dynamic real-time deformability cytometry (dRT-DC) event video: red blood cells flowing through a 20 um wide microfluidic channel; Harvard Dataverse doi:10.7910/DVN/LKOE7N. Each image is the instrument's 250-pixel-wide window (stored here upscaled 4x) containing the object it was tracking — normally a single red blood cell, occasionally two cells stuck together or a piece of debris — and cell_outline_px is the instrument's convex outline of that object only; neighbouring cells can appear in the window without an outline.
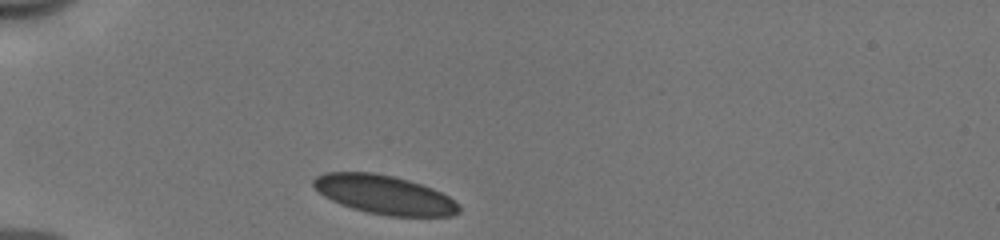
{"species": "human", "species_latin": "Homo sapiens", "temperature_condition": "cold", "stored_images_in_passage": 30, "camera_frame_rate_fps": 3000, "um_per_image_px": 0.085, "donor": {"sex": "male"}, "frame": {"image": 1, "passage_image": 1, "time_ms": 0.0, "image_size_px": [1000, 240], "cell_outline_px": [[460, 212], [452, 216], [388, 216], [368, 212], [352, 208], [340, 204], [324, 196], [312, 184], [312, 180], [316, 176], [324, 172], [376, 172], [408, 180], [432, 188], [448, 196], [460, 204]], "centroid_in_image_um": [32.68, 16.55], "position_along_channel_um": 52.3, "area_um2": 32.95}}
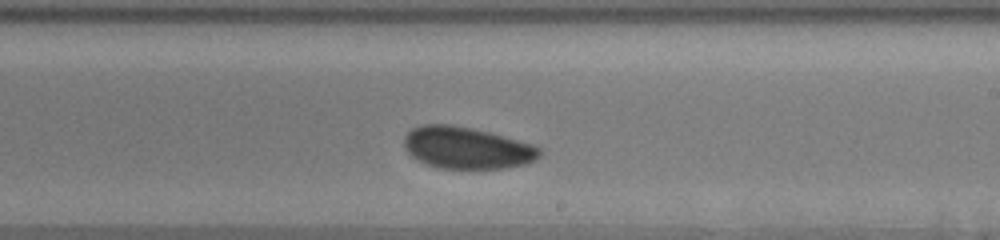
{"frame": {"image": 2, "passage_image": 18, "time_ms": 5.667, "image_size_px": [1000, 240], "cell_outline_px": [[540, 156], [536, 160], [528, 164], [504, 168], [436, 168], [416, 160], [408, 152], [404, 144], [404, 136], [412, 128], [424, 124], [452, 124], [472, 128], [488, 132], [532, 144], [540, 148]], "centroid_in_image_um": [39.66, 12.57], "position_along_channel_um": 249.3, "area_um2": 33.06}}
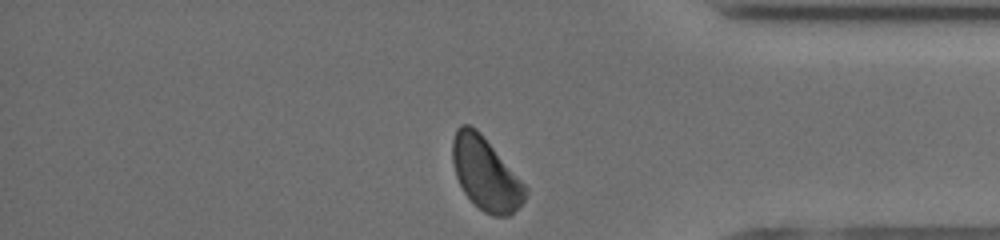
{"frame": {"image": 3, "passage_image": 30, "time_ms": 9.667, "image_size_px": [1000, 240], "cell_outline_px": [[528, 192], [524, 200], [508, 216], [492, 216], [484, 212], [464, 192], [456, 176], [452, 164], [452, 140], [456, 128], [460, 124], [468, 124], [476, 128], [480, 132], [528, 188]], "centroid_in_image_um": [41.26, 14.74], "position_along_channel_um": 393.9, "area_um2": 30.58}, "authors_computed_cell_mechanics": {"area_um2": 33.1483, "velocity_mm_per_s": 3.9227, "shape_relaxation_time_tau1_ms": 2.4404, "shape_relaxation_time_tau2_ms": null, "deformation_change_tau1": 0.0639, "deformation_change_tau2": null}}